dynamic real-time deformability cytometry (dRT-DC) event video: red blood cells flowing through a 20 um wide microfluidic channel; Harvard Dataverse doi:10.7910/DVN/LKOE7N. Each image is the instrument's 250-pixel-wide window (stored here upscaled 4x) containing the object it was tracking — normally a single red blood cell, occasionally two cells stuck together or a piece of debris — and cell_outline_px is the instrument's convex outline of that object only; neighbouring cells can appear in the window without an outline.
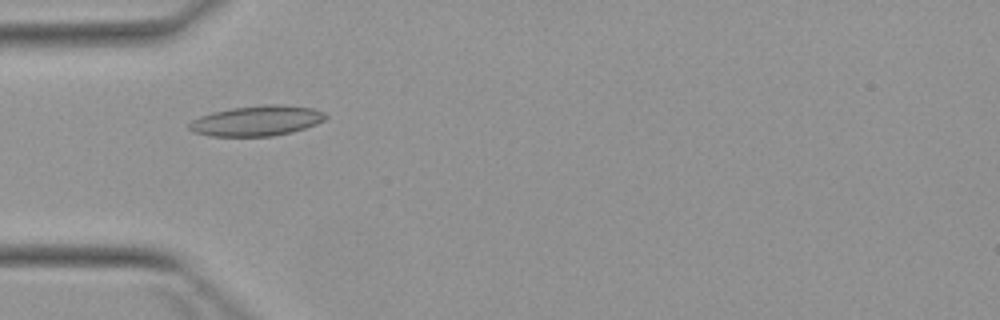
{"species": "Egyptian fruit bat (a non-hibernating species)", "species_latin": "Rousettus aegyptiacus", "temperature_condition": "warm", "stored_images_in_passage": 1, "camera_frame_rate_fps": 3000, "um_per_image_px": 0.085, "animal": {"sex": "female"}, "frame": {"image": 1, "passage_image": 1, "time_ms": 0.0, "image_size_px": [1000, 320], "cell_outline_px": [[328, 116], [324, 120], [316, 124], [292, 132], [272, 136], [208, 136], [196, 132], [188, 128], [188, 124], [192, 120], [200, 116], [212, 112], [232, 108], [264, 104], [280, 104], [312, 108], [324, 112]], "centroid_in_image_um": [21.83, 10.26], "position_along_channel_um": 63.2, "area_um2": 24.04}}